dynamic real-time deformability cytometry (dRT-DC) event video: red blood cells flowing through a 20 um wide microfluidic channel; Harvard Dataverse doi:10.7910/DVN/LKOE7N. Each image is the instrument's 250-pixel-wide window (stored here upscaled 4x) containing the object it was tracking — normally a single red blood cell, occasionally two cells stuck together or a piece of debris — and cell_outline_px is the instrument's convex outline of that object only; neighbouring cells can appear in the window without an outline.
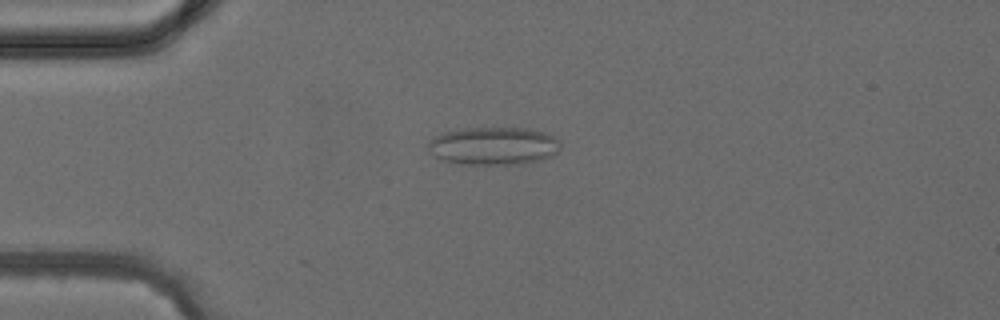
{"species": "common noctule bat (a hibernating species)", "species_latin": "Nyctalus noctula", "temperature_condition": "cold", "stored_images_in_passage": 3, "camera_frame_rate_fps": 3000, "um_per_image_px": 0.085, "animal": {"sex": "female", "body_mass_g": 24.6, "forearm_length_mm": 56.2}, "frame": {"image": 1, "passage_image": 2, "time_ms": 1.333, "image_size_px": [1000, 320], "cell_outline_px": [[560, 148], [552, 156], [544, 160], [520, 164], [460, 164], [444, 160], [436, 156], [428, 148], [428, 144], [436, 136], [444, 132], [464, 128], [524, 128], [544, 132], [556, 136], [560, 140]], "centroid_in_image_um": [42.02, 12.4], "position_along_channel_um": 43.0, "area_um2": 29.25}}